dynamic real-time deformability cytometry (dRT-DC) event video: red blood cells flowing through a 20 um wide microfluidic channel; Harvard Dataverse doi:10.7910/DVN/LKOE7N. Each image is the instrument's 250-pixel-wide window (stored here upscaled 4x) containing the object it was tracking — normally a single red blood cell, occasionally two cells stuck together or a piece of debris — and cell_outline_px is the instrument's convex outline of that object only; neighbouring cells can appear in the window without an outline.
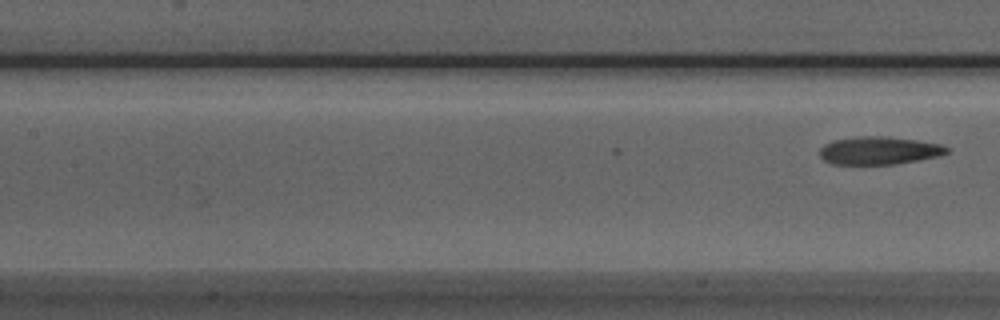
{"species": "Egyptian fruit bat (a non-hibernating species)", "species_latin": "Rousettus aegyptiacus", "temperature_condition": "room temperature", "stored_images_in_passage": 13, "camera_frame_rate_fps": 3000, "um_per_image_px": 0.085, "animal": {"sex": "male"}, "frame": {"image": 1, "passage_image": 13, "time_ms": 4.0, "image_size_px": [1000, 320], "cell_outline_px": [[952, 148], [948, 152], [936, 156], [916, 160], [892, 164], [832, 164], [824, 160], [820, 156], [820, 148], [824, 144], [832, 140], [860, 136], [888, 136], [916, 140], [940, 144]], "centroid_in_image_um": [74.69, 12.78], "position_along_channel_um": 132.7, "area_um2": 20.58}}